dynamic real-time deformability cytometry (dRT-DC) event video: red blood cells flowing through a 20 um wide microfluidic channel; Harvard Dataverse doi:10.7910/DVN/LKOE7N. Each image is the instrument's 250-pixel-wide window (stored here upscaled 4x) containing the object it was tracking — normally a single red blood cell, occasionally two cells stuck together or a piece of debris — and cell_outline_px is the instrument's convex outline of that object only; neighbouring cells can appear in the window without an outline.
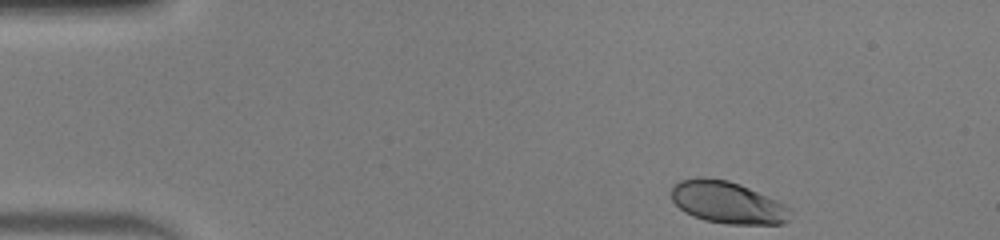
{"species": "human", "species_latin": "Homo sapiens", "temperature_condition": "warm", "stored_images_in_passage": 45, "camera_frame_rate_fps": 3000, "um_per_image_px": 0.085, "donor": {"sex": "male"}, "frame": {"image": 1, "passage_image": 1, "time_ms": 0.0, "image_size_px": [1000, 240], "cell_outline_px": [[792, 212], [788, 220], [784, 224], [728, 224], [704, 220], [692, 216], [684, 212], [672, 200], [672, 184], [680, 180], [704, 176], [728, 180], [740, 184], [776, 200], [792, 208]], "centroid_in_image_um": [61.83, 17.21], "position_along_channel_um": 23.2, "area_um2": 29.36}}
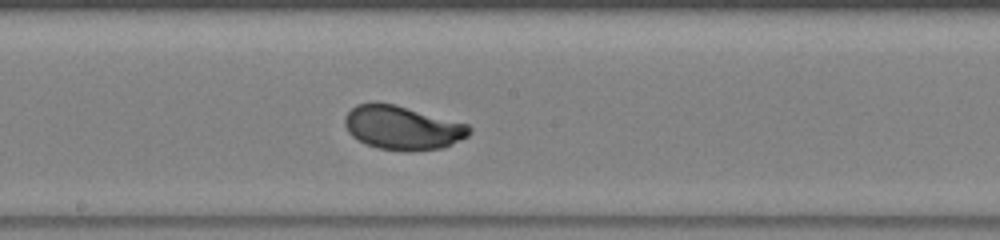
{"frame": {"image": 2, "passage_image": 22, "time_ms": 7.0, "image_size_px": [1000, 240], "cell_outline_px": [[472, 132], [468, 136], [444, 148], [376, 148], [352, 136], [348, 132], [344, 124], [344, 116], [356, 104], [376, 100], [396, 104], [468, 124], [472, 128]], "centroid_in_image_um": [34.18, 10.78], "position_along_channel_um": 214.0, "area_um2": 31.44}}
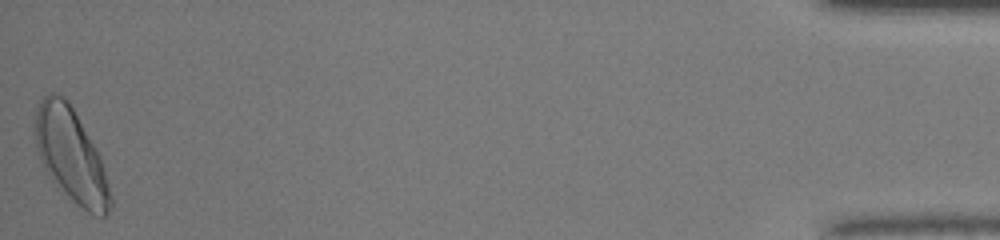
{"frame": {"image": 3, "passage_image": 45, "time_ms": 14.667, "image_size_px": [1000, 240], "cell_outline_px": [[112, 204], [108, 212], [104, 216], [100, 216], [88, 212], [72, 200], [52, 180], [44, 168], [36, 148], [32, 132], [36, 108], [40, 100], [48, 92], [56, 92], [64, 96], [68, 100], [92, 144], [100, 160], [112, 196]], "centroid_in_image_um": [5.96, 13.15], "position_along_channel_um": 429.2, "area_um2": 40.52}, "authors_computed_cell_mechanics": {"area_um2": 31.2698, "velocity_mm_per_s": 4.0362, "shape_relaxation_time_tau1_ms": 2.1467, "shape_relaxation_time_tau2_ms": null, "deformation_change_tau1": 0.1595, "deformation_change_tau2": null}}